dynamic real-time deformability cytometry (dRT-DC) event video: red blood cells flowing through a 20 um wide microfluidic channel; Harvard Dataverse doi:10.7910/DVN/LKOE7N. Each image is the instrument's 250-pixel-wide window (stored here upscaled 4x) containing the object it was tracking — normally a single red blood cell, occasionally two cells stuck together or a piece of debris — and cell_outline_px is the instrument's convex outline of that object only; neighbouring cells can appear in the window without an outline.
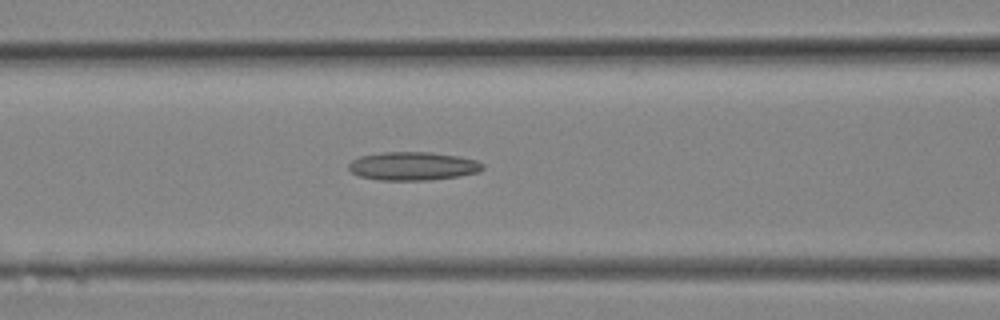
{"species": "Egyptian fruit bat (a non-hibernating species)", "species_latin": "Rousettus aegyptiacus", "temperature_condition": "room temperature", "stored_images_in_passage": 7, "camera_frame_rate_fps": 3000, "um_per_image_px": 0.085, "animal": {"sex": "female"}, "frame": {"image": 1, "passage_image": 7, "time_ms": 2.0, "image_size_px": [1000, 320], "cell_outline_px": [[484, 168], [480, 172], [460, 176], [432, 180], [380, 180], [360, 176], [352, 172], [348, 168], [348, 164], [352, 160], [360, 156], [384, 152], [432, 152], [460, 156], [476, 160], [484, 164]], "centroid_in_image_um": [35.14, 14.12], "position_along_channel_um": 131.5, "area_um2": 22.37}}